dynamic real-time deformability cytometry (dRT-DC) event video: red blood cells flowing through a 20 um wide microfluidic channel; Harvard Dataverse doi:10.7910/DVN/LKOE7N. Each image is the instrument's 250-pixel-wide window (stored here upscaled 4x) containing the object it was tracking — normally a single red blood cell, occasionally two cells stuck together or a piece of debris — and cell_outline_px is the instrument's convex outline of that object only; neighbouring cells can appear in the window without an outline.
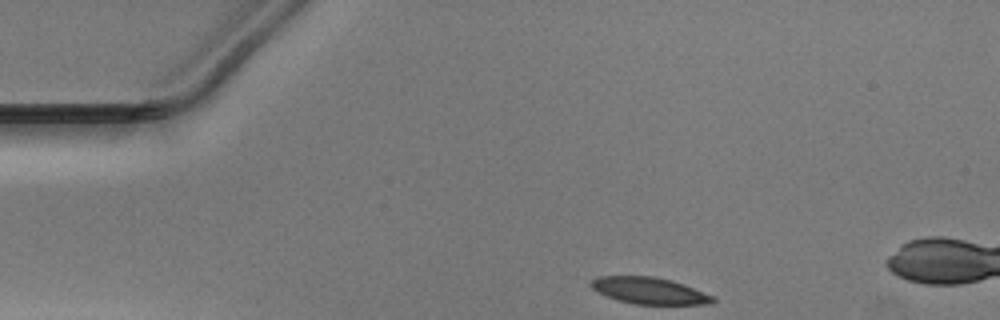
{"species": "Egyptian fruit bat (a non-hibernating species)", "species_latin": "Rousettus aegyptiacus", "temperature_condition": "warm", "stored_images_in_passage": 33, "camera_frame_rate_fps": 3000, "um_per_image_px": 0.085, "animal": {"sex": "male"}, "frame": {"image": 1, "passage_image": 1, "time_ms": 0.0, "image_size_px": [1000, 320], "cell_outline_px": [[716, 300], [712, 304], [636, 304], [620, 300], [608, 296], [592, 288], [588, 284], [596, 276], [652, 276], [672, 280], [684, 284], [712, 296]], "centroid_in_image_um": [55.19, 24.69], "position_along_channel_um": 29.8, "area_um2": 18.67}}
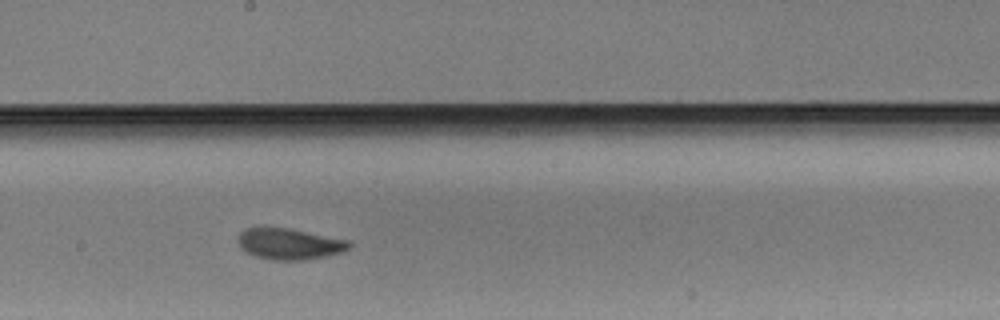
{"frame": {"image": 2, "passage_image": 20, "time_ms": 6.333, "image_size_px": [1000, 320], "cell_outline_px": [[352, 248], [340, 252], [308, 260], [272, 260], [256, 256], [240, 248], [236, 240], [240, 232], [244, 228], [264, 224], [288, 228], [352, 240]], "centroid_in_image_um": [24.57, 20.68], "position_along_channel_um": 223.6, "area_um2": 20.98}}
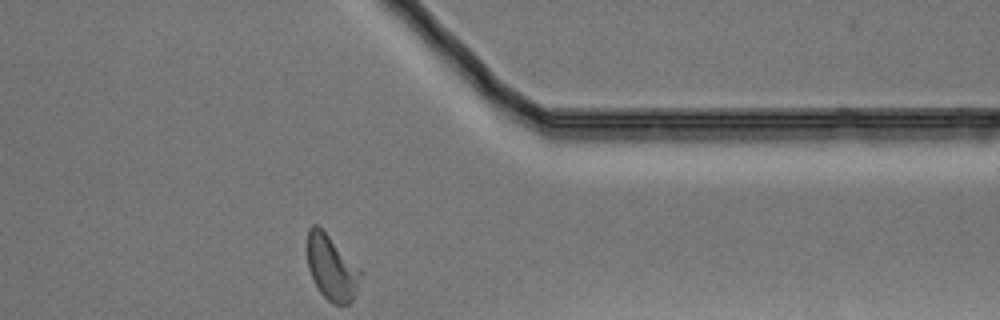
{"frame": {"image": 3, "passage_image": 33, "time_ms": 10.667, "image_size_px": [1000, 320], "cell_outline_px": [[360, 276], [356, 292], [352, 300], [348, 304], [332, 304], [320, 292], [308, 268], [308, 228], [312, 224], [316, 224], [328, 236], [360, 272]], "centroid_in_image_um": [28.14, 22.79], "position_along_channel_um": 383.3, "area_um2": 19.07}}